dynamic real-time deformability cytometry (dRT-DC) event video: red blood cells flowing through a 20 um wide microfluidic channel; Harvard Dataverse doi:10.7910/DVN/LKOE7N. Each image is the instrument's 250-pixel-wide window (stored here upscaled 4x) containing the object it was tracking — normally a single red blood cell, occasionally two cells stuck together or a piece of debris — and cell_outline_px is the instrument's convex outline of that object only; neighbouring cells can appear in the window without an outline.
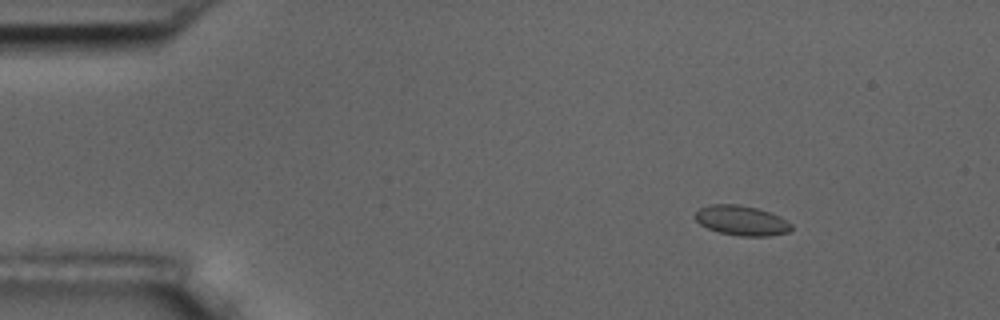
{"species": "common noctule bat (a hibernating species)", "species_latin": "Nyctalus noctula", "temperature_condition": "room temperature", "stored_images_in_passage": 8, "camera_frame_rate_fps": 3000, "um_per_image_px": 0.085, "animal": {"sex": "male", "body_mass_g": 17.5, "forearm_length_mm": 52.3}, "frame": {"image": 1, "passage_image": 2, "time_ms": 1.0, "image_size_px": [1000, 320], "cell_outline_px": [[792, 228], [788, 232], [772, 236], [740, 236], [720, 232], [708, 228], [700, 224], [692, 216], [700, 208], [712, 204], [736, 204], [756, 208], [780, 216], [792, 224]], "centroid_in_image_um": [63.03, 18.75], "position_along_channel_um": 22.0, "area_um2": 16.7}}
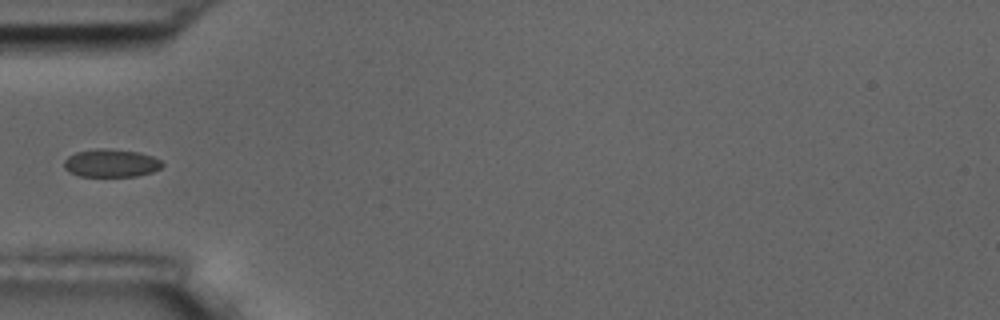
{"frame": {"image": 2, "passage_image": 5, "time_ms": 4.667, "image_size_px": [1000, 320], "cell_outline_px": [[164, 164], [160, 168], [152, 172], [136, 176], [80, 176], [68, 172], [64, 168], [64, 160], [68, 156], [76, 152], [96, 148], [104, 148], [140, 152], [152, 156], [160, 160]], "centroid_in_image_um": [9.42, 13.86], "position_along_channel_um": 75.6, "area_um2": 16.07}}
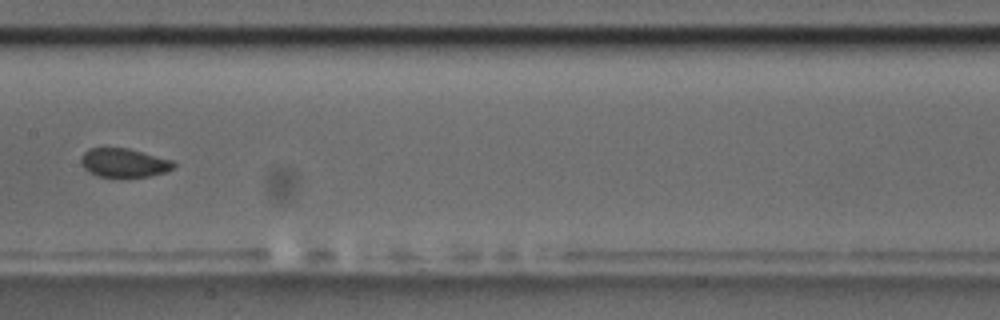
{"frame": {"image": 3, "passage_image": 8, "time_ms": 8.0, "image_size_px": [1000, 320], "cell_outline_px": [[176, 164], [172, 168], [164, 172], [148, 176], [100, 176], [84, 168], [80, 164], [80, 160], [84, 152], [88, 148], [128, 148], [172, 160]], "centroid_in_image_um": [10.52, 13.81], "position_along_channel_um": 196.9, "area_um2": 15.2}}